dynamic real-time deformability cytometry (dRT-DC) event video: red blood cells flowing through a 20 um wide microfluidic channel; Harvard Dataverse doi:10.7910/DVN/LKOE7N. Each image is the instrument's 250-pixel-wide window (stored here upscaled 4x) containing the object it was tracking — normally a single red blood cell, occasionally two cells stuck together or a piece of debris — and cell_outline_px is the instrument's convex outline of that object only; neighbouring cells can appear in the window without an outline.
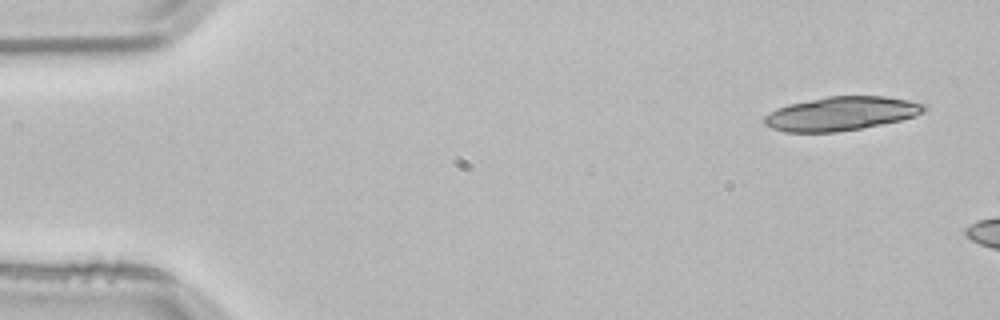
{"species": "common noctule bat (a hibernating species)", "species_latin": "Nyctalus noctula", "temperature_condition": "room temperature", "stored_images_in_passage": 3, "camera_frame_rate_fps": 3000, "um_per_image_px": 0.085, "animal": {"sex": "male", "body_mass_g": 21.5, "forearm_length_mm": 52.0}, "frame": {"image": 1, "passage_image": 1, "time_ms": 0.0, "image_size_px": [1000, 320], "cell_outline_px": [[928, 108], [924, 112], [916, 116], [900, 120], [860, 128], [836, 132], [784, 132], [772, 128], [764, 124], [764, 116], [776, 108], [788, 104], [828, 96], [884, 96], [908, 100], [928, 104]], "centroid_in_image_um": [71.52, 9.65], "position_along_channel_um": 13.5, "area_um2": 31.56}}